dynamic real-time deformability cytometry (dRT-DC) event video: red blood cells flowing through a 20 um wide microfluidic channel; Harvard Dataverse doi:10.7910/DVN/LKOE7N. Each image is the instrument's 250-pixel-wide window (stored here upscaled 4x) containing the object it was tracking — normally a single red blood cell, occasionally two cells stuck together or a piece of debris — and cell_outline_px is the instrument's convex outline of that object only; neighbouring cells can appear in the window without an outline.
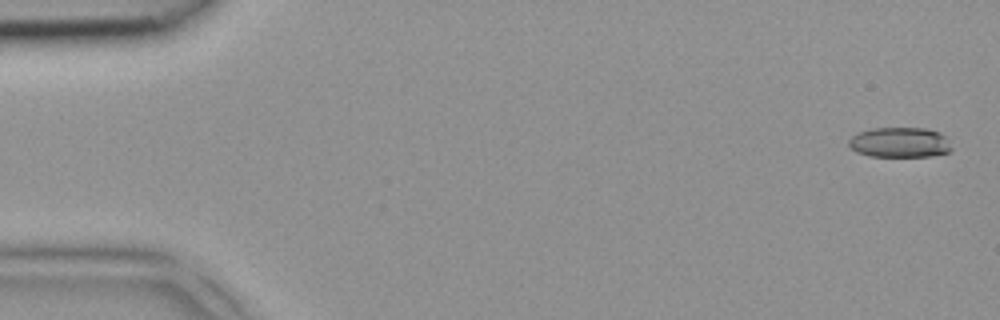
{"species": "common noctule bat (a hibernating species)", "species_latin": "Nyctalus noctula", "temperature_condition": "room temperature", "stored_images_in_passage": 4, "camera_frame_rate_fps": 3000, "um_per_image_px": 0.085, "animal": {"sex": "female", "body_mass_g": 18.4}, "frame": {"image": 1, "passage_image": 1, "time_ms": 0.0, "image_size_px": [1000, 320], "cell_outline_px": [[952, 148], [948, 152], [928, 156], [868, 156], [856, 152], [848, 144], [848, 140], [852, 136], [860, 132], [872, 128], [928, 128], [940, 132], [944, 136]], "centroid_in_image_um": [76.46, 12.1], "position_along_channel_um": 8.5, "area_um2": 17.98}}
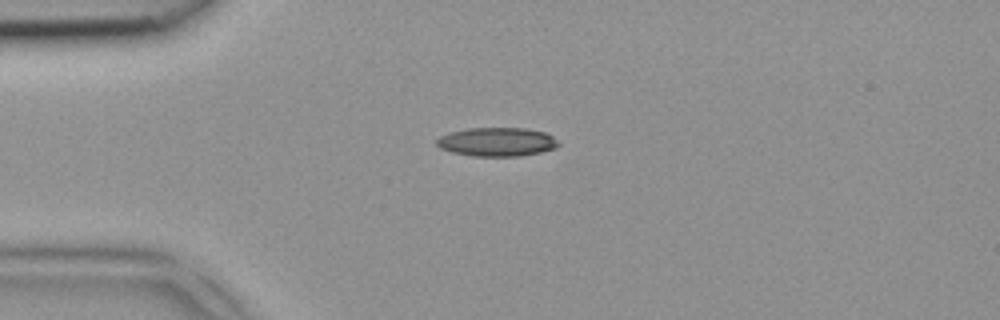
{"frame": {"image": 2, "passage_image": 4, "time_ms": 1.0, "image_size_px": [1000, 320], "cell_outline_px": [[560, 144], [556, 148], [540, 152], [520, 156], [472, 156], [452, 152], [440, 148], [436, 144], [436, 140], [440, 136], [448, 132], [468, 128], [524, 128], [544, 132], [552, 136]], "centroid_in_image_um": [42.22, 12.06], "position_along_channel_um": 42.8, "area_um2": 20.46}}